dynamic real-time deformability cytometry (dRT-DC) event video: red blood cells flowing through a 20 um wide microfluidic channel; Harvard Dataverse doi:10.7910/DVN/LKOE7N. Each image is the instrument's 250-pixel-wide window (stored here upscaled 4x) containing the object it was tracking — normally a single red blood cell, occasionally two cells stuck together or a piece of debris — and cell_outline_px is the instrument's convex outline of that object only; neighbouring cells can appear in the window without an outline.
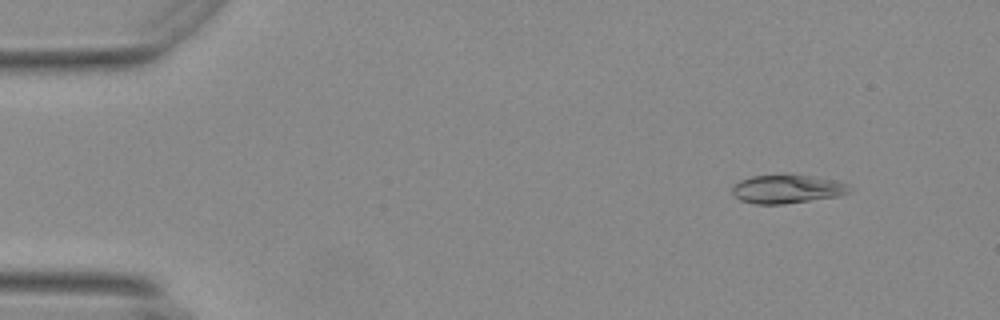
{"species": "Egyptian fruit bat (a non-hibernating species)", "species_latin": "Rousettus aegyptiacus", "temperature_condition": "warm", "stored_images_in_passage": 57, "camera_frame_rate_fps": 3000, "um_per_image_px": 0.085, "animal": {"sex": "female"}, "frame": {"image": 1, "passage_image": 6, "time_ms": 1.667, "image_size_px": [1000, 320], "cell_outline_px": [[856, 188], [840, 196], [784, 204], [752, 204], [740, 200], [732, 192], [732, 184], [740, 180], [752, 176], [812, 176], [836, 180], [848, 184]], "centroid_in_image_um": [66.94, 16.09], "position_along_channel_um": 18.1, "area_um2": 19.48}}
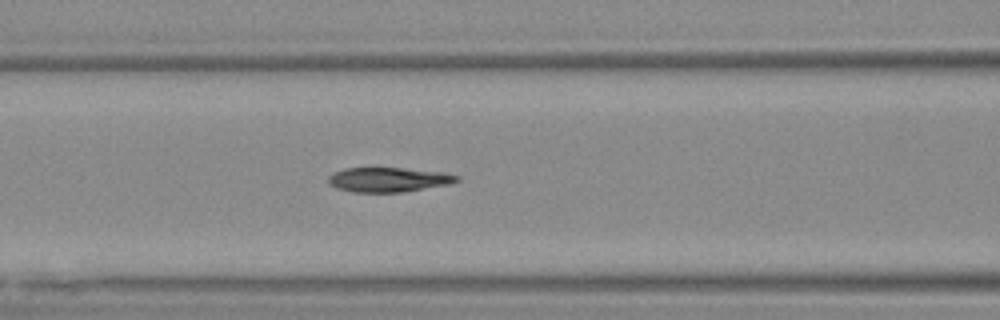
{"frame": {"image": 2, "passage_image": 24, "time_ms": 7.667, "image_size_px": [1000, 320], "cell_outline_px": [[460, 180], [448, 184], [404, 192], [352, 192], [336, 188], [328, 184], [328, 176], [332, 172], [344, 168], [400, 168], [444, 172], [460, 176]], "centroid_in_image_um": [32.98, 15.27], "position_along_channel_um": 133.6, "area_um2": 18.5}}
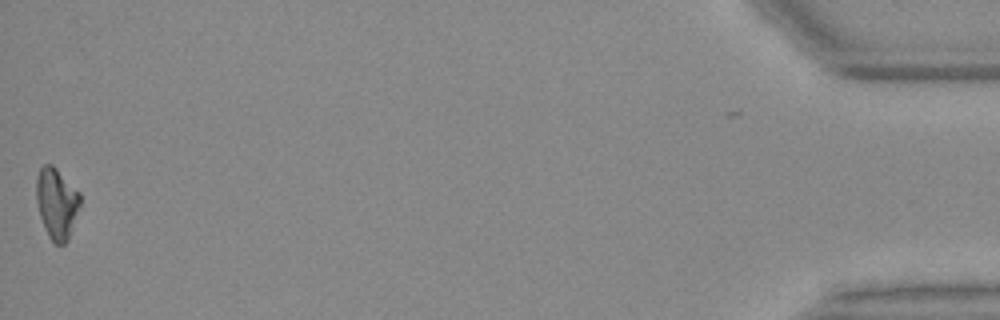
{"frame": {"image": 3, "passage_image": 56, "time_ms": 18.333, "image_size_px": [1000, 320], "cell_outline_px": [[80, 204], [68, 240], [64, 244], [56, 244], [48, 236], [40, 216], [36, 200], [36, 176], [40, 168], [44, 164], [52, 164], [80, 192]], "centroid_in_image_um": [4.81, 17.26], "position_along_channel_um": 430.4, "area_um2": 18.03}, "authors_computed_cell_mechanics": {"area_um2": 18.9584, "velocity_mm_per_s": 3.6776, "shape_relaxation_time_tau1_ms": 7.0953, "shape_relaxation_time_tau2_ms": 4.5394, "deformation_change_tau1": 0.2097, "deformation_change_tau2": 0.0951}}